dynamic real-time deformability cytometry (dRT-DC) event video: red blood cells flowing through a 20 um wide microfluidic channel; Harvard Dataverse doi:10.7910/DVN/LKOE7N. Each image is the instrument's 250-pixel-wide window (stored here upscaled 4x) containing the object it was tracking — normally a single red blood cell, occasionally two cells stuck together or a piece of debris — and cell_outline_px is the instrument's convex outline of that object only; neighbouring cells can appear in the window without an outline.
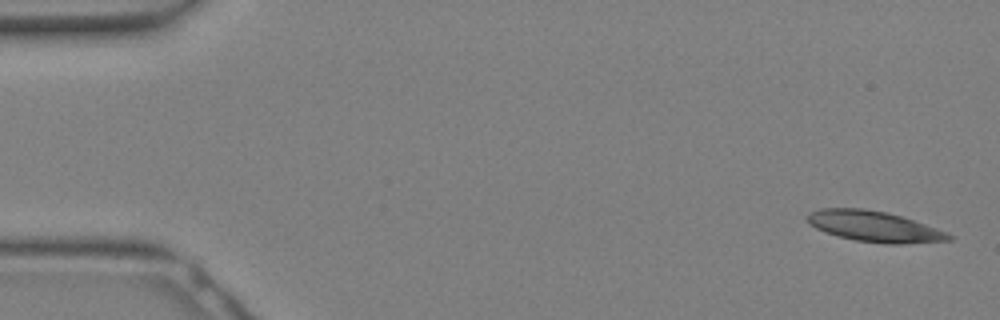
{"species": "Egyptian fruit bat (a non-hibernating species)", "species_latin": "Rousettus aegyptiacus", "temperature_condition": "warm", "stored_images_in_passage": 4, "camera_frame_rate_fps": 3000, "um_per_image_px": 0.085, "animal": {"sex": "female"}, "frame": {"image": 1, "passage_image": 1, "time_ms": 0.0, "image_size_px": [1000, 320], "cell_outline_px": [[952, 240], [900, 244], [884, 244], [856, 240], [824, 232], [808, 224], [808, 212], [820, 208], [864, 208], [884, 212], [900, 216], [936, 228], [952, 236]], "centroid_in_image_um": [74.26, 19.24], "position_along_channel_um": 10.7, "area_um2": 25.03}}